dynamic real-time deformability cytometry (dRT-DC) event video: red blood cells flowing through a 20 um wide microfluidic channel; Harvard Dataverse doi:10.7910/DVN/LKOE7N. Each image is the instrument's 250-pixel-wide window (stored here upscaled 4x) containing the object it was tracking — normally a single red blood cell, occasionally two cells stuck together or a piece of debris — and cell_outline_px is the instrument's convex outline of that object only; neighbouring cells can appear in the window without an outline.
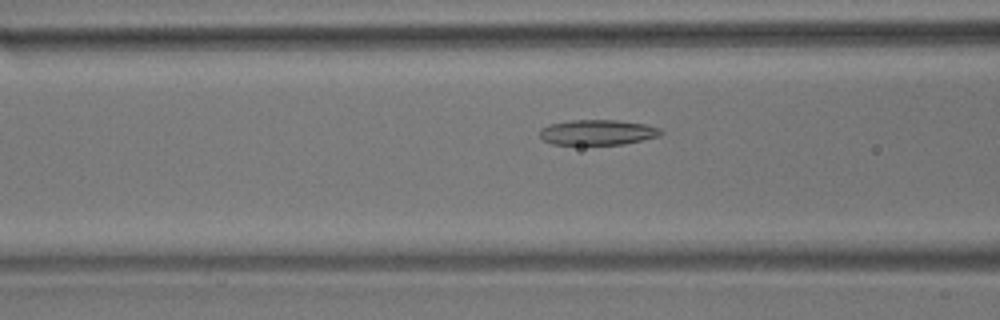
{"species": "common noctule bat (a hibernating species)", "species_latin": "Nyctalus noctula", "temperature_condition": "room temperature", "stored_images_in_passage": 32, "camera_frame_rate_fps": 3000, "um_per_image_px": 0.085, "animal": {"sex": "male", "body_mass_g": 17.9}, "frame": {"image": 1, "passage_image": 11, "time_ms": 3.333, "image_size_px": [1000, 320], "cell_outline_px": [[664, 132], [660, 136], [624, 144], [552, 144], [544, 140], [540, 136], [540, 128], [548, 124], [568, 120], [616, 120], [644, 124], [660, 128]], "centroid_in_image_um": [50.79, 11.24], "position_along_channel_um": 115.8, "area_um2": 17.86}}
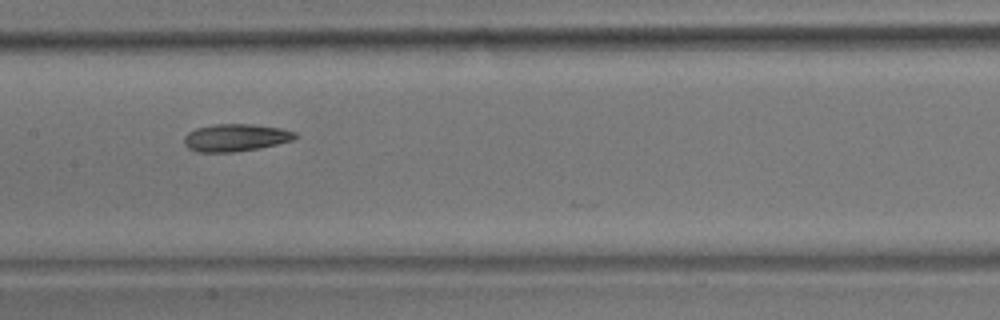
{"frame": {"image": 2, "passage_image": 17, "time_ms": 5.333, "image_size_px": [1000, 320], "cell_outline_px": [[300, 136], [292, 140], [260, 148], [236, 152], [196, 152], [188, 148], [184, 144], [184, 136], [188, 132], [196, 128], [216, 124], [252, 124], [280, 128], [296, 132]], "centroid_in_image_um": [20.02, 11.7], "position_along_channel_um": 187.4, "area_um2": 17.86}}
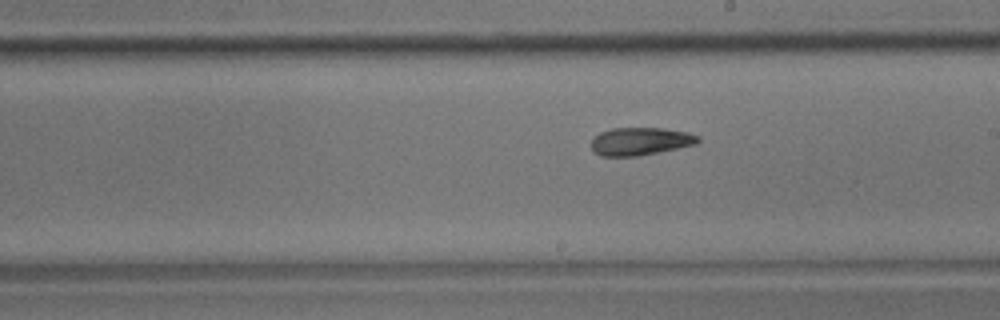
{"frame": {"image": 3, "passage_image": 21, "time_ms": 6.667, "image_size_px": [1000, 320], "cell_outline_px": [[700, 140], [696, 144], [660, 152], [636, 156], [600, 156], [592, 152], [592, 140], [600, 132], [612, 128], [664, 128], [688, 132], [700, 136]], "centroid_in_image_um": [54.44, 12.01], "position_along_channel_um": 234.6, "area_um2": 17.4}}